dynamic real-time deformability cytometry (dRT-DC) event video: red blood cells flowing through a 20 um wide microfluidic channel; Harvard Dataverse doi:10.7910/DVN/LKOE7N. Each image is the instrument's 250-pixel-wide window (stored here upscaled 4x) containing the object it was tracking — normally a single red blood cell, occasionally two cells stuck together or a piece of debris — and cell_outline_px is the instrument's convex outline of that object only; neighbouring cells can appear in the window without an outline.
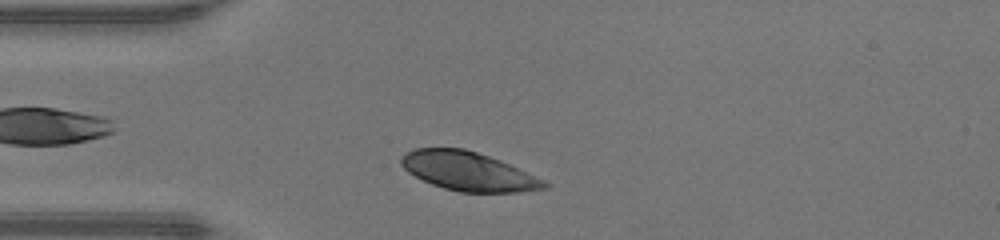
{"species": "human", "species_latin": "Homo sapiens", "temperature_condition": "warm", "stored_images_in_passage": 33, "camera_frame_rate_fps": 3000, "um_per_image_px": 0.085, "donor": {"sex": "male"}, "frame": {"image": 1, "passage_image": 3, "time_ms": 0.667, "image_size_px": [1000, 240], "cell_outline_px": [[552, 184], [548, 188], [516, 192], [460, 192], [444, 188], [432, 184], [408, 172], [400, 164], [400, 160], [408, 152], [416, 148], [464, 148], [500, 160], [544, 180]], "centroid_in_image_um": [39.83, 14.57], "position_along_channel_um": 45.2, "area_um2": 32.02}}
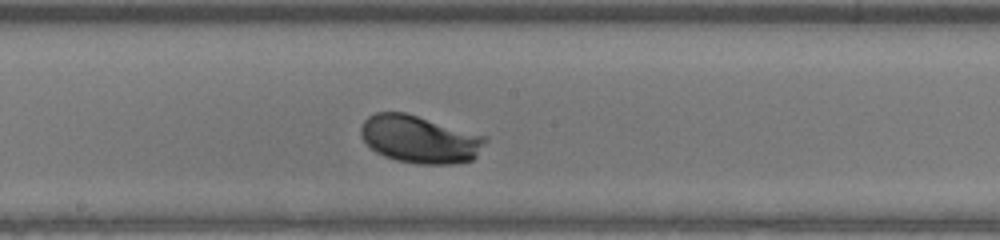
{"frame": {"image": 2, "passage_image": 16, "time_ms": 5.0, "image_size_px": [1000, 240], "cell_outline_px": [[488, 140], [476, 156], [472, 160], [452, 164], [420, 164], [396, 160], [384, 156], [376, 152], [360, 136], [360, 128], [364, 120], [368, 116], [376, 112], [404, 112], [488, 136]], "centroid_in_image_um": [35.69, 11.83], "position_along_channel_um": 212.5, "area_um2": 34.56}}
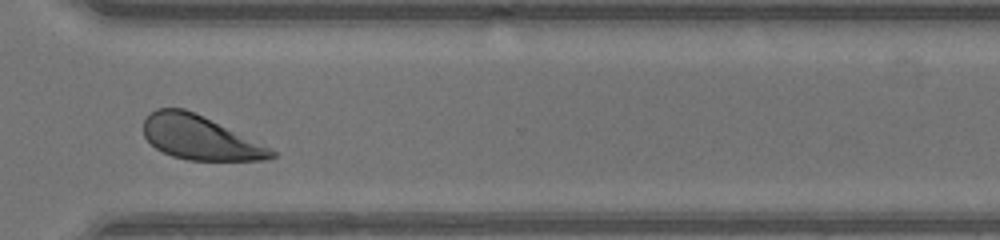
{"frame": {"image": 3, "passage_image": 26, "time_ms": 8.333, "image_size_px": [1000, 240], "cell_outline_px": [[276, 156], [268, 160], [188, 160], [172, 156], [156, 148], [144, 136], [144, 120], [156, 108], [184, 108], [272, 148], [276, 152]], "centroid_in_image_um": [17.0, 11.72], "position_along_channel_um": 353.6, "area_um2": 32.31}, "authors_computed_cell_mechanics": {"area_um2": 33.5818, "velocity_mm_per_s": 4.2376, "shape_relaxation_time_tau1_ms": 1.5959, "shape_relaxation_time_tau2_ms": null, "deformation_change_tau1": 0.1409, "deformation_change_tau2": null}}